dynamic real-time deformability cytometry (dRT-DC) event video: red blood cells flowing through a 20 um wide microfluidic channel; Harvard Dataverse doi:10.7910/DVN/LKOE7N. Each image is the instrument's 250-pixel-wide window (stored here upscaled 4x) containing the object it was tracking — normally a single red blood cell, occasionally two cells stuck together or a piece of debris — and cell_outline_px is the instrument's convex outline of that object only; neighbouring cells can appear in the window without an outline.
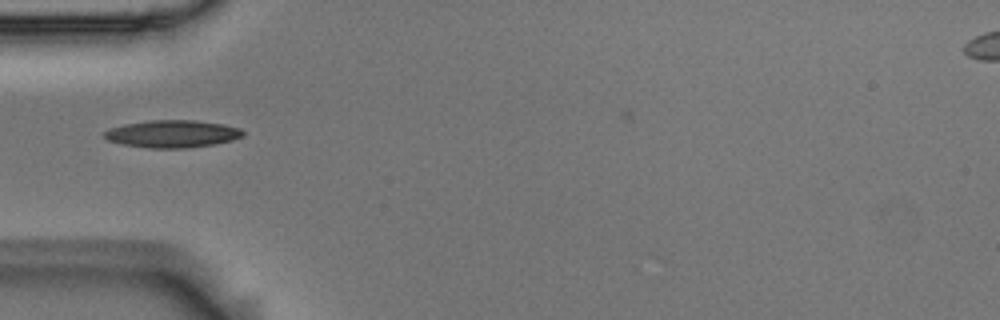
{"species": "Egyptian fruit bat (a non-hibernating species)", "species_latin": "Rousettus aegyptiacus", "temperature_condition": "room temperature", "stored_images_in_passage": 1, "camera_frame_rate_fps": 3000, "um_per_image_px": 0.085, "animal": {"sex": "male"}, "frame": {"image": 1, "passage_image": 1, "time_ms": 0.0, "image_size_px": [1000, 320], "cell_outline_px": [[244, 136], [232, 140], [212, 144], [188, 148], [148, 148], [124, 144], [108, 140], [104, 136], [104, 132], [112, 128], [124, 124], [148, 120], [196, 120], [224, 124], [240, 128], [244, 132]], "centroid_in_image_um": [14.68, 11.37], "position_along_channel_um": 70.3, "area_um2": 22.08}}